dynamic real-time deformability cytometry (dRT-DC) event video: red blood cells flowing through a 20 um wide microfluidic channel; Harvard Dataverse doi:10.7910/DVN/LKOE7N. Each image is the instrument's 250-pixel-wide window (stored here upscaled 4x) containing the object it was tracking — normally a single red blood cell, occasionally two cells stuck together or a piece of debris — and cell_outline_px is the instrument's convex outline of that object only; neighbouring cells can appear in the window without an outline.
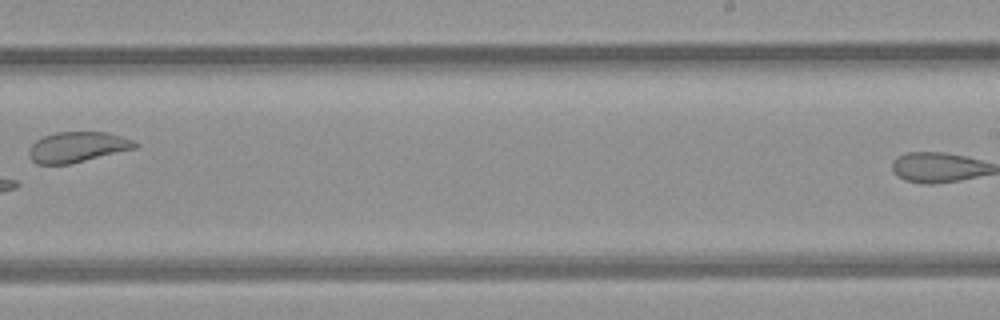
{"species": "common noctule bat (a hibernating species)", "species_latin": "Nyctalus noctula", "temperature_condition": "room temperature", "stored_images_in_passage": 10, "camera_frame_rate_fps": 3000, "um_per_image_px": 0.085, "animal": {"sex": "female", "body_mass_g": 21.9}, "frame": {"image": 1, "passage_image": 9, "time_ms": 9.0, "image_size_px": [1000, 320], "cell_outline_px": [[140, 144], [136, 148], [68, 164], [36, 164], [28, 156], [28, 148], [36, 140], [44, 136], [56, 132], [108, 132], [132, 140]], "centroid_in_image_um": [6.55, 12.49], "position_along_channel_um": 282.5, "area_um2": 18.73}}